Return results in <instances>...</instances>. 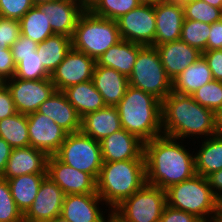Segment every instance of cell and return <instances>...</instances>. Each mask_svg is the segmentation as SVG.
I'll list each match as a JSON object with an SVG mask.
<instances>
[{
  "label": "cell",
  "instance_id": "cell-1",
  "mask_svg": "<svg viewBox=\"0 0 222 222\" xmlns=\"http://www.w3.org/2000/svg\"><path fill=\"white\" fill-rule=\"evenodd\" d=\"M182 143L165 135L144 142L147 184L166 190L196 174L195 157Z\"/></svg>",
  "mask_w": 222,
  "mask_h": 222
},
{
  "label": "cell",
  "instance_id": "cell-2",
  "mask_svg": "<svg viewBox=\"0 0 222 222\" xmlns=\"http://www.w3.org/2000/svg\"><path fill=\"white\" fill-rule=\"evenodd\" d=\"M161 114L165 136L184 141L188 137L209 138L217 134L216 113L197 103L190 95L172 91L161 102Z\"/></svg>",
  "mask_w": 222,
  "mask_h": 222
},
{
  "label": "cell",
  "instance_id": "cell-3",
  "mask_svg": "<svg viewBox=\"0 0 222 222\" xmlns=\"http://www.w3.org/2000/svg\"><path fill=\"white\" fill-rule=\"evenodd\" d=\"M116 108L121 127L141 141L163 135L161 101L154 95L129 85Z\"/></svg>",
  "mask_w": 222,
  "mask_h": 222
},
{
  "label": "cell",
  "instance_id": "cell-4",
  "mask_svg": "<svg viewBox=\"0 0 222 222\" xmlns=\"http://www.w3.org/2000/svg\"><path fill=\"white\" fill-rule=\"evenodd\" d=\"M96 181L97 194L112 211L146 183L145 159L103 162Z\"/></svg>",
  "mask_w": 222,
  "mask_h": 222
},
{
  "label": "cell",
  "instance_id": "cell-5",
  "mask_svg": "<svg viewBox=\"0 0 222 222\" xmlns=\"http://www.w3.org/2000/svg\"><path fill=\"white\" fill-rule=\"evenodd\" d=\"M166 201L167 205L193 214L202 222H214L219 212V200L207 178L198 174L166 189Z\"/></svg>",
  "mask_w": 222,
  "mask_h": 222
},
{
  "label": "cell",
  "instance_id": "cell-6",
  "mask_svg": "<svg viewBox=\"0 0 222 222\" xmlns=\"http://www.w3.org/2000/svg\"><path fill=\"white\" fill-rule=\"evenodd\" d=\"M116 20L94 15L86 9L78 19L72 36V48L97 61L111 46L120 42Z\"/></svg>",
  "mask_w": 222,
  "mask_h": 222
},
{
  "label": "cell",
  "instance_id": "cell-7",
  "mask_svg": "<svg viewBox=\"0 0 222 222\" xmlns=\"http://www.w3.org/2000/svg\"><path fill=\"white\" fill-rule=\"evenodd\" d=\"M129 85L150 93L161 102L172 92V80L163 67L156 47L144 46L135 61Z\"/></svg>",
  "mask_w": 222,
  "mask_h": 222
},
{
  "label": "cell",
  "instance_id": "cell-8",
  "mask_svg": "<svg viewBox=\"0 0 222 222\" xmlns=\"http://www.w3.org/2000/svg\"><path fill=\"white\" fill-rule=\"evenodd\" d=\"M166 204V190L145 183L112 211L124 222H159Z\"/></svg>",
  "mask_w": 222,
  "mask_h": 222
},
{
  "label": "cell",
  "instance_id": "cell-9",
  "mask_svg": "<svg viewBox=\"0 0 222 222\" xmlns=\"http://www.w3.org/2000/svg\"><path fill=\"white\" fill-rule=\"evenodd\" d=\"M55 156L66 165L91 174L96 180L103 165L100 142L81 131L68 134Z\"/></svg>",
  "mask_w": 222,
  "mask_h": 222
},
{
  "label": "cell",
  "instance_id": "cell-10",
  "mask_svg": "<svg viewBox=\"0 0 222 222\" xmlns=\"http://www.w3.org/2000/svg\"><path fill=\"white\" fill-rule=\"evenodd\" d=\"M116 22L122 40L154 47L156 35L154 6L140 4L120 16Z\"/></svg>",
  "mask_w": 222,
  "mask_h": 222
},
{
  "label": "cell",
  "instance_id": "cell-11",
  "mask_svg": "<svg viewBox=\"0 0 222 222\" xmlns=\"http://www.w3.org/2000/svg\"><path fill=\"white\" fill-rule=\"evenodd\" d=\"M6 86L11 92L17 112L24 115L36 112L56 91L51 78L24 80L14 76L6 80Z\"/></svg>",
  "mask_w": 222,
  "mask_h": 222
},
{
  "label": "cell",
  "instance_id": "cell-12",
  "mask_svg": "<svg viewBox=\"0 0 222 222\" xmlns=\"http://www.w3.org/2000/svg\"><path fill=\"white\" fill-rule=\"evenodd\" d=\"M30 146L55 155L68 133L49 116L34 112L27 115Z\"/></svg>",
  "mask_w": 222,
  "mask_h": 222
},
{
  "label": "cell",
  "instance_id": "cell-13",
  "mask_svg": "<svg viewBox=\"0 0 222 222\" xmlns=\"http://www.w3.org/2000/svg\"><path fill=\"white\" fill-rule=\"evenodd\" d=\"M95 64L93 58L71 48L50 76L56 91H63L69 86L92 80Z\"/></svg>",
  "mask_w": 222,
  "mask_h": 222
},
{
  "label": "cell",
  "instance_id": "cell-14",
  "mask_svg": "<svg viewBox=\"0 0 222 222\" xmlns=\"http://www.w3.org/2000/svg\"><path fill=\"white\" fill-rule=\"evenodd\" d=\"M47 175L65 195L97 193V181L91 174L66 165L55 155L48 157Z\"/></svg>",
  "mask_w": 222,
  "mask_h": 222
},
{
  "label": "cell",
  "instance_id": "cell-15",
  "mask_svg": "<svg viewBox=\"0 0 222 222\" xmlns=\"http://www.w3.org/2000/svg\"><path fill=\"white\" fill-rule=\"evenodd\" d=\"M64 197L62 189L47 175L31 207L24 214V222H50L61 214Z\"/></svg>",
  "mask_w": 222,
  "mask_h": 222
},
{
  "label": "cell",
  "instance_id": "cell-16",
  "mask_svg": "<svg viewBox=\"0 0 222 222\" xmlns=\"http://www.w3.org/2000/svg\"><path fill=\"white\" fill-rule=\"evenodd\" d=\"M100 144L103 162L145 159L144 142L123 128L102 139Z\"/></svg>",
  "mask_w": 222,
  "mask_h": 222
},
{
  "label": "cell",
  "instance_id": "cell-17",
  "mask_svg": "<svg viewBox=\"0 0 222 222\" xmlns=\"http://www.w3.org/2000/svg\"><path fill=\"white\" fill-rule=\"evenodd\" d=\"M50 20L54 34L72 38L77 22L86 8L76 0H56L38 5Z\"/></svg>",
  "mask_w": 222,
  "mask_h": 222
},
{
  "label": "cell",
  "instance_id": "cell-18",
  "mask_svg": "<svg viewBox=\"0 0 222 222\" xmlns=\"http://www.w3.org/2000/svg\"><path fill=\"white\" fill-rule=\"evenodd\" d=\"M156 35L154 47L181 38L185 19L184 8L171 0H163L154 6Z\"/></svg>",
  "mask_w": 222,
  "mask_h": 222
},
{
  "label": "cell",
  "instance_id": "cell-19",
  "mask_svg": "<svg viewBox=\"0 0 222 222\" xmlns=\"http://www.w3.org/2000/svg\"><path fill=\"white\" fill-rule=\"evenodd\" d=\"M100 204L105 202L97 193L68 194L64 197L60 215L69 222H105Z\"/></svg>",
  "mask_w": 222,
  "mask_h": 222
},
{
  "label": "cell",
  "instance_id": "cell-20",
  "mask_svg": "<svg viewBox=\"0 0 222 222\" xmlns=\"http://www.w3.org/2000/svg\"><path fill=\"white\" fill-rule=\"evenodd\" d=\"M48 157L32 146L14 148L1 177L8 180L25 174H47Z\"/></svg>",
  "mask_w": 222,
  "mask_h": 222
},
{
  "label": "cell",
  "instance_id": "cell-21",
  "mask_svg": "<svg viewBox=\"0 0 222 222\" xmlns=\"http://www.w3.org/2000/svg\"><path fill=\"white\" fill-rule=\"evenodd\" d=\"M156 49L163 67L172 81L202 56V52L181 39L163 43L156 46Z\"/></svg>",
  "mask_w": 222,
  "mask_h": 222
},
{
  "label": "cell",
  "instance_id": "cell-22",
  "mask_svg": "<svg viewBox=\"0 0 222 222\" xmlns=\"http://www.w3.org/2000/svg\"><path fill=\"white\" fill-rule=\"evenodd\" d=\"M37 112L49 116L68 134L81 129V118L62 91H55L39 106Z\"/></svg>",
  "mask_w": 222,
  "mask_h": 222
},
{
  "label": "cell",
  "instance_id": "cell-23",
  "mask_svg": "<svg viewBox=\"0 0 222 222\" xmlns=\"http://www.w3.org/2000/svg\"><path fill=\"white\" fill-rule=\"evenodd\" d=\"M92 81L102 95L106 106L116 107L123 98L128 86V77L112 68L95 64Z\"/></svg>",
  "mask_w": 222,
  "mask_h": 222
},
{
  "label": "cell",
  "instance_id": "cell-24",
  "mask_svg": "<svg viewBox=\"0 0 222 222\" xmlns=\"http://www.w3.org/2000/svg\"><path fill=\"white\" fill-rule=\"evenodd\" d=\"M120 129V116L114 106H105L81 118L80 131L99 142Z\"/></svg>",
  "mask_w": 222,
  "mask_h": 222
},
{
  "label": "cell",
  "instance_id": "cell-25",
  "mask_svg": "<svg viewBox=\"0 0 222 222\" xmlns=\"http://www.w3.org/2000/svg\"><path fill=\"white\" fill-rule=\"evenodd\" d=\"M144 46L134 42L121 40L111 46L97 61L98 66L115 69L129 78L132 73L138 52Z\"/></svg>",
  "mask_w": 222,
  "mask_h": 222
},
{
  "label": "cell",
  "instance_id": "cell-26",
  "mask_svg": "<svg viewBox=\"0 0 222 222\" xmlns=\"http://www.w3.org/2000/svg\"><path fill=\"white\" fill-rule=\"evenodd\" d=\"M62 92L80 118L106 106L92 80L69 86Z\"/></svg>",
  "mask_w": 222,
  "mask_h": 222
},
{
  "label": "cell",
  "instance_id": "cell-27",
  "mask_svg": "<svg viewBox=\"0 0 222 222\" xmlns=\"http://www.w3.org/2000/svg\"><path fill=\"white\" fill-rule=\"evenodd\" d=\"M212 80V72L204 57L201 56L172 81V91L191 96L197 89Z\"/></svg>",
  "mask_w": 222,
  "mask_h": 222
},
{
  "label": "cell",
  "instance_id": "cell-28",
  "mask_svg": "<svg viewBox=\"0 0 222 222\" xmlns=\"http://www.w3.org/2000/svg\"><path fill=\"white\" fill-rule=\"evenodd\" d=\"M199 148L194 155L196 174L206 178L222 169V136L216 134L204 138Z\"/></svg>",
  "mask_w": 222,
  "mask_h": 222
},
{
  "label": "cell",
  "instance_id": "cell-29",
  "mask_svg": "<svg viewBox=\"0 0 222 222\" xmlns=\"http://www.w3.org/2000/svg\"><path fill=\"white\" fill-rule=\"evenodd\" d=\"M46 176L47 174H25L7 180L12 197L23 215L31 207Z\"/></svg>",
  "mask_w": 222,
  "mask_h": 222
},
{
  "label": "cell",
  "instance_id": "cell-30",
  "mask_svg": "<svg viewBox=\"0 0 222 222\" xmlns=\"http://www.w3.org/2000/svg\"><path fill=\"white\" fill-rule=\"evenodd\" d=\"M72 48V38L54 34L40 43L36 52L45 70L51 75Z\"/></svg>",
  "mask_w": 222,
  "mask_h": 222
},
{
  "label": "cell",
  "instance_id": "cell-31",
  "mask_svg": "<svg viewBox=\"0 0 222 222\" xmlns=\"http://www.w3.org/2000/svg\"><path fill=\"white\" fill-rule=\"evenodd\" d=\"M21 35L38 44L54 35L50 20L38 5H34L20 20Z\"/></svg>",
  "mask_w": 222,
  "mask_h": 222
},
{
  "label": "cell",
  "instance_id": "cell-32",
  "mask_svg": "<svg viewBox=\"0 0 222 222\" xmlns=\"http://www.w3.org/2000/svg\"><path fill=\"white\" fill-rule=\"evenodd\" d=\"M0 137L13 149L30 146L27 115L17 112L0 120Z\"/></svg>",
  "mask_w": 222,
  "mask_h": 222
},
{
  "label": "cell",
  "instance_id": "cell-33",
  "mask_svg": "<svg viewBox=\"0 0 222 222\" xmlns=\"http://www.w3.org/2000/svg\"><path fill=\"white\" fill-rule=\"evenodd\" d=\"M210 29L211 24L184 19L180 39L203 53L207 50Z\"/></svg>",
  "mask_w": 222,
  "mask_h": 222
},
{
  "label": "cell",
  "instance_id": "cell-34",
  "mask_svg": "<svg viewBox=\"0 0 222 222\" xmlns=\"http://www.w3.org/2000/svg\"><path fill=\"white\" fill-rule=\"evenodd\" d=\"M138 5V0H95L88 9L96 16L117 20Z\"/></svg>",
  "mask_w": 222,
  "mask_h": 222
},
{
  "label": "cell",
  "instance_id": "cell-35",
  "mask_svg": "<svg viewBox=\"0 0 222 222\" xmlns=\"http://www.w3.org/2000/svg\"><path fill=\"white\" fill-rule=\"evenodd\" d=\"M191 96L197 103L217 114L222 110V81L212 80L197 89Z\"/></svg>",
  "mask_w": 222,
  "mask_h": 222
},
{
  "label": "cell",
  "instance_id": "cell-36",
  "mask_svg": "<svg viewBox=\"0 0 222 222\" xmlns=\"http://www.w3.org/2000/svg\"><path fill=\"white\" fill-rule=\"evenodd\" d=\"M185 19L213 24L222 20V9L207 4L202 0H194L183 6Z\"/></svg>",
  "mask_w": 222,
  "mask_h": 222
},
{
  "label": "cell",
  "instance_id": "cell-37",
  "mask_svg": "<svg viewBox=\"0 0 222 222\" xmlns=\"http://www.w3.org/2000/svg\"><path fill=\"white\" fill-rule=\"evenodd\" d=\"M50 74L45 70L37 52L27 56H20V61L16 64L15 77L24 80H39L50 78Z\"/></svg>",
  "mask_w": 222,
  "mask_h": 222
},
{
  "label": "cell",
  "instance_id": "cell-38",
  "mask_svg": "<svg viewBox=\"0 0 222 222\" xmlns=\"http://www.w3.org/2000/svg\"><path fill=\"white\" fill-rule=\"evenodd\" d=\"M0 222H24V215L18 209L9 183L0 176Z\"/></svg>",
  "mask_w": 222,
  "mask_h": 222
},
{
  "label": "cell",
  "instance_id": "cell-39",
  "mask_svg": "<svg viewBox=\"0 0 222 222\" xmlns=\"http://www.w3.org/2000/svg\"><path fill=\"white\" fill-rule=\"evenodd\" d=\"M33 6L32 0H0V16L20 20Z\"/></svg>",
  "mask_w": 222,
  "mask_h": 222
},
{
  "label": "cell",
  "instance_id": "cell-40",
  "mask_svg": "<svg viewBox=\"0 0 222 222\" xmlns=\"http://www.w3.org/2000/svg\"><path fill=\"white\" fill-rule=\"evenodd\" d=\"M20 35L19 20L0 16V48H11Z\"/></svg>",
  "mask_w": 222,
  "mask_h": 222
},
{
  "label": "cell",
  "instance_id": "cell-41",
  "mask_svg": "<svg viewBox=\"0 0 222 222\" xmlns=\"http://www.w3.org/2000/svg\"><path fill=\"white\" fill-rule=\"evenodd\" d=\"M39 44L30 38L20 35L16 42L11 46L12 55L15 63L20 61V56H27L33 54L38 48Z\"/></svg>",
  "mask_w": 222,
  "mask_h": 222
},
{
  "label": "cell",
  "instance_id": "cell-42",
  "mask_svg": "<svg viewBox=\"0 0 222 222\" xmlns=\"http://www.w3.org/2000/svg\"><path fill=\"white\" fill-rule=\"evenodd\" d=\"M159 222H202L193 214L173 208L166 204Z\"/></svg>",
  "mask_w": 222,
  "mask_h": 222
},
{
  "label": "cell",
  "instance_id": "cell-43",
  "mask_svg": "<svg viewBox=\"0 0 222 222\" xmlns=\"http://www.w3.org/2000/svg\"><path fill=\"white\" fill-rule=\"evenodd\" d=\"M202 56L212 72L213 80L222 81V49L206 50Z\"/></svg>",
  "mask_w": 222,
  "mask_h": 222
},
{
  "label": "cell",
  "instance_id": "cell-44",
  "mask_svg": "<svg viewBox=\"0 0 222 222\" xmlns=\"http://www.w3.org/2000/svg\"><path fill=\"white\" fill-rule=\"evenodd\" d=\"M15 72L16 63L11 48H0V75L8 80L15 76Z\"/></svg>",
  "mask_w": 222,
  "mask_h": 222
},
{
  "label": "cell",
  "instance_id": "cell-45",
  "mask_svg": "<svg viewBox=\"0 0 222 222\" xmlns=\"http://www.w3.org/2000/svg\"><path fill=\"white\" fill-rule=\"evenodd\" d=\"M17 113L12 95L7 86L0 90V120Z\"/></svg>",
  "mask_w": 222,
  "mask_h": 222
},
{
  "label": "cell",
  "instance_id": "cell-46",
  "mask_svg": "<svg viewBox=\"0 0 222 222\" xmlns=\"http://www.w3.org/2000/svg\"><path fill=\"white\" fill-rule=\"evenodd\" d=\"M222 49V20L211 24L207 50Z\"/></svg>",
  "mask_w": 222,
  "mask_h": 222
},
{
  "label": "cell",
  "instance_id": "cell-47",
  "mask_svg": "<svg viewBox=\"0 0 222 222\" xmlns=\"http://www.w3.org/2000/svg\"><path fill=\"white\" fill-rule=\"evenodd\" d=\"M206 178L214 196L220 201L222 199V169L211 173Z\"/></svg>",
  "mask_w": 222,
  "mask_h": 222
},
{
  "label": "cell",
  "instance_id": "cell-48",
  "mask_svg": "<svg viewBox=\"0 0 222 222\" xmlns=\"http://www.w3.org/2000/svg\"><path fill=\"white\" fill-rule=\"evenodd\" d=\"M12 149L13 148L0 137V176H2L5 171Z\"/></svg>",
  "mask_w": 222,
  "mask_h": 222
},
{
  "label": "cell",
  "instance_id": "cell-49",
  "mask_svg": "<svg viewBox=\"0 0 222 222\" xmlns=\"http://www.w3.org/2000/svg\"><path fill=\"white\" fill-rule=\"evenodd\" d=\"M217 135L222 136V110L216 114Z\"/></svg>",
  "mask_w": 222,
  "mask_h": 222
},
{
  "label": "cell",
  "instance_id": "cell-50",
  "mask_svg": "<svg viewBox=\"0 0 222 222\" xmlns=\"http://www.w3.org/2000/svg\"><path fill=\"white\" fill-rule=\"evenodd\" d=\"M105 222H124V221L120 217H118L113 211L110 210Z\"/></svg>",
  "mask_w": 222,
  "mask_h": 222
},
{
  "label": "cell",
  "instance_id": "cell-51",
  "mask_svg": "<svg viewBox=\"0 0 222 222\" xmlns=\"http://www.w3.org/2000/svg\"><path fill=\"white\" fill-rule=\"evenodd\" d=\"M161 1L163 0H138L139 4L150 6H156Z\"/></svg>",
  "mask_w": 222,
  "mask_h": 222
},
{
  "label": "cell",
  "instance_id": "cell-52",
  "mask_svg": "<svg viewBox=\"0 0 222 222\" xmlns=\"http://www.w3.org/2000/svg\"><path fill=\"white\" fill-rule=\"evenodd\" d=\"M213 7L222 9V0H202Z\"/></svg>",
  "mask_w": 222,
  "mask_h": 222
},
{
  "label": "cell",
  "instance_id": "cell-53",
  "mask_svg": "<svg viewBox=\"0 0 222 222\" xmlns=\"http://www.w3.org/2000/svg\"><path fill=\"white\" fill-rule=\"evenodd\" d=\"M76 1L81 3L86 9H88L95 0H76Z\"/></svg>",
  "mask_w": 222,
  "mask_h": 222
},
{
  "label": "cell",
  "instance_id": "cell-54",
  "mask_svg": "<svg viewBox=\"0 0 222 222\" xmlns=\"http://www.w3.org/2000/svg\"><path fill=\"white\" fill-rule=\"evenodd\" d=\"M50 222H69V221L67 219L63 218L61 215H59V216H56Z\"/></svg>",
  "mask_w": 222,
  "mask_h": 222
},
{
  "label": "cell",
  "instance_id": "cell-55",
  "mask_svg": "<svg viewBox=\"0 0 222 222\" xmlns=\"http://www.w3.org/2000/svg\"><path fill=\"white\" fill-rule=\"evenodd\" d=\"M179 5L184 6L185 4L189 3V2H193L194 0H171Z\"/></svg>",
  "mask_w": 222,
  "mask_h": 222
},
{
  "label": "cell",
  "instance_id": "cell-56",
  "mask_svg": "<svg viewBox=\"0 0 222 222\" xmlns=\"http://www.w3.org/2000/svg\"><path fill=\"white\" fill-rule=\"evenodd\" d=\"M214 222H222V212L220 210L218 214L216 215Z\"/></svg>",
  "mask_w": 222,
  "mask_h": 222
},
{
  "label": "cell",
  "instance_id": "cell-57",
  "mask_svg": "<svg viewBox=\"0 0 222 222\" xmlns=\"http://www.w3.org/2000/svg\"><path fill=\"white\" fill-rule=\"evenodd\" d=\"M34 5H39L43 2H52V1H56V0H32Z\"/></svg>",
  "mask_w": 222,
  "mask_h": 222
},
{
  "label": "cell",
  "instance_id": "cell-58",
  "mask_svg": "<svg viewBox=\"0 0 222 222\" xmlns=\"http://www.w3.org/2000/svg\"><path fill=\"white\" fill-rule=\"evenodd\" d=\"M6 86V80L0 75V90Z\"/></svg>",
  "mask_w": 222,
  "mask_h": 222
},
{
  "label": "cell",
  "instance_id": "cell-59",
  "mask_svg": "<svg viewBox=\"0 0 222 222\" xmlns=\"http://www.w3.org/2000/svg\"><path fill=\"white\" fill-rule=\"evenodd\" d=\"M219 210L222 212V199L219 201Z\"/></svg>",
  "mask_w": 222,
  "mask_h": 222
}]
</instances>
